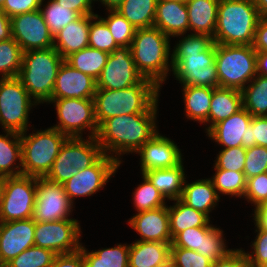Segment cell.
<instances>
[{"mask_svg":"<svg viewBox=\"0 0 267 267\" xmlns=\"http://www.w3.org/2000/svg\"><path fill=\"white\" fill-rule=\"evenodd\" d=\"M158 102L159 98L144 113L114 116L105 120L96 136L103 154L122 164L123 155L136 153L159 133L156 123Z\"/></svg>","mask_w":267,"mask_h":267,"instance_id":"obj_1","label":"cell"},{"mask_svg":"<svg viewBox=\"0 0 267 267\" xmlns=\"http://www.w3.org/2000/svg\"><path fill=\"white\" fill-rule=\"evenodd\" d=\"M175 37H181L172 50V72L175 80L181 86L213 89L219 87L215 64L216 43L213 37L188 33Z\"/></svg>","mask_w":267,"mask_h":267,"instance_id":"obj_2","label":"cell"},{"mask_svg":"<svg viewBox=\"0 0 267 267\" xmlns=\"http://www.w3.org/2000/svg\"><path fill=\"white\" fill-rule=\"evenodd\" d=\"M170 39L153 26L136 29L130 46L137 71L160 89L172 71Z\"/></svg>","mask_w":267,"mask_h":267,"instance_id":"obj_3","label":"cell"},{"mask_svg":"<svg viewBox=\"0 0 267 267\" xmlns=\"http://www.w3.org/2000/svg\"><path fill=\"white\" fill-rule=\"evenodd\" d=\"M160 91L148 78L121 90L96 89L93 100L98 127L114 116L144 113L159 98Z\"/></svg>","mask_w":267,"mask_h":267,"instance_id":"obj_4","label":"cell"},{"mask_svg":"<svg viewBox=\"0 0 267 267\" xmlns=\"http://www.w3.org/2000/svg\"><path fill=\"white\" fill-rule=\"evenodd\" d=\"M260 18L253 0H220L214 42L252 45Z\"/></svg>","mask_w":267,"mask_h":267,"instance_id":"obj_5","label":"cell"},{"mask_svg":"<svg viewBox=\"0 0 267 267\" xmlns=\"http://www.w3.org/2000/svg\"><path fill=\"white\" fill-rule=\"evenodd\" d=\"M64 60L54 47L22 54L17 78L38 105L51 100L57 73Z\"/></svg>","mask_w":267,"mask_h":267,"instance_id":"obj_6","label":"cell"},{"mask_svg":"<svg viewBox=\"0 0 267 267\" xmlns=\"http://www.w3.org/2000/svg\"><path fill=\"white\" fill-rule=\"evenodd\" d=\"M22 145V174L45 178L50 172L60 148L68 138L54 127L35 133H20Z\"/></svg>","mask_w":267,"mask_h":267,"instance_id":"obj_7","label":"cell"},{"mask_svg":"<svg viewBox=\"0 0 267 267\" xmlns=\"http://www.w3.org/2000/svg\"><path fill=\"white\" fill-rule=\"evenodd\" d=\"M256 58L257 52L252 45L216 43L219 87L242 91L257 75Z\"/></svg>","mask_w":267,"mask_h":267,"instance_id":"obj_8","label":"cell"},{"mask_svg":"<svg viewBox=\"0 0 267 267\" xmlns=\"http://www.w3.org/2000/svg\"><path fill=\"white\" fill-rule=\"evenodd\" d=\"M37 178L28 175L0 179V222L33 217Z\"/></svg>","mask_w":267,"mask_h":267,"instance_id":"obj_9","label":"cell"},{"mask_svg":"<svg viewBox=\"0 0 267 267\" xmlns=\"http://www.w3.org/2000/svg\"><path fill=\"white\" fill-rule=\"evenodd\" d=\"M38 106L17 78H0V126L3 131H29V114Z\"/></svg>","mask_w":267,"mask_h":267,"instance_id":"obj_10","label":"cell"},{"mask_svg":"<svg viewBox=\"0 0 267 267\" xmlns=\"http://www.w3.org/2000/svg\"><path fill=\"white\" fill-rule=\"evenodd\" d=\"M47 104H54L57 114V124L51 127L67 137H96L98 124L95 119V109L93 99L61 98L51 99Z\"/></svg>","mask_w":267,"mask_h":267,"instance_id":"obj_11","label":"cell"},{"mask_svg":"<svg viewBox=\"0 0 267 267\" xmlns=\"http://www.w3.org/2000/svg\"><path fill=\"white\" fill-rule=\"evenodd\" d=\"M81 226L77 219L35 222L34 244L55 254L72 253L80 249Z\"/></svg>","mask_w":267,"mask_h":267,"instance_id":"obj_12","label":"cell"},{"mask_svg":"<svg viewBox=\"0 0 267 267\" xmlns=\"http://www.w3.org/2000/svg\"><path fill=\"white\" fill-rule=\"evenodd\" d=\"M120 165L114 158L103 154L92 166L79 170L63 184L71 203L76 197L93 196L103 189Z\"/></svg>","mask_w":267,"mask_h":267,"instance_id":"obj_13","label":"cell"},{"mask_svg":"<svg viewBox=\"0 0 267 267\" xmlns=\"http://www.w3.org/2000/svg\"><path fill=\"white\" fill-rule=\"evenodd\" d=\"M74 204L68 198L64 185L46 178H37L33 220L50 222L72 218ZM71 217V218H70Z\"/></svg>","mask_w":267,"mask_h":267,"instance_id":"obj_14","label":"cell"},{"mask_svg":"<svg viewBox=\"0 0 267 267\" xmlns=\"http://www.w3.org/2000/svg\"><path fill=\"white\" fill-rule=\"evenodd\" d=\"M223 236V230L217 225L187 228L172 239L171 247L197 251L214 263L233 250L228 248Z\"/></svg>","mask_w":267,"mask_h":267,"instance_id":"obj_15","label":"cell"},{"mask_svg":"<svg viewBox=\"0 0 267 267\" xmlns=\"http://www.w3.org/2000/svg\"><path fill=\"white\" fill-rule=\"evenodd\" d=\"M144 77L137 71L130 47H118L108 56L96 80L97 89L121 90L138 84Z\"/></svg>","mask_w":267,"mask_h":267,"instance_id":"obj_16","label":"cell"},{"mask_svg":"<svg viewBox=\"0 0 267 267\" xmlns=\"http://www.w3.org/2000/svg\"><path fill=\"white\" fill-rule=\"evenodd\" d=\"M10 22L12 38L19 44L23 53L53 47L54 37L40 9L11 17Z\"/></svg>","mask_w":267,"mask_h":267,"instance_id":"obj_17","label":"cell"},{"mask_svg":"<svg viewBox=\"0 0 267 267\" xmlns=\"http://www.w3.org/2000/svg\"><path fill=\"white\" fill-rule=\"evenodd\" d=\"M140 156V173L179 165L183 160L181 149L170 138L157 133L135 154Z\"/></svg>","mask_w":267,"mask_h":267,"instance_id":"obj_18","label":"cell"},{"mask_svg":"<svg viewBox=\"0 0 267 267\" xmlns=\"http://www.w3.org/2000/svg\"><path fill=\"white\" fill-rule=\"evenodd\" d=\"M33 218L0 222V261L5 266L24 250L35 246Z\"/></svg>","mask_w":267,"mask_h":267,"instance_id":"obj_19","label":"cell"},{"mask_svg":"<svg viewBox=\"0 0 267 267\" xmlns=\"http://www.w3.org/2000/svg\"><path fill=\"white\" fill-rule=\"evenodd\" d=\"M96 80L73 68L65 60L59 67L51 99H93Z\"/></svg>","mask_w":267,"mask_h":267,"instance_id":"obj_20","label":"cell"},{"mask_svg":"<svg viewBox=\"0 0 267 267\" xmlns=\"http://www.w3.org/2000/svg\"><path fill=\"white\" fill-rule=\"evenodd\" d=\"M127 221L140 236L135 241L172 242L168 205L138 212Z\"/></svg>","mask_w":267,"mask_h":267,"instance_id":"obj_21","label":"cell"},{"mask_svg":"<svg viewBox=\"0 0 267 267\" xmlns=\"http://www.w3.org/2000/svg\"><path fill=\"white\" fill-rule=\"evenodd\" d=\"M252 117L246 109L242 108L215 124L206 136L220 145L222 149L242 146V141H246L247 128L251 124Z\"/></svg>","mask_w":267,"mask_h":267,"instance_id":"obj_22","label":"cell"},{"mask_svg":"<svg viewBox=\"0 0 267 267\" xmlns=\"http://www.w3.org/2000/svg\"><path fill=\"white\" fill-rule=\"evenodd\" d=\"M154 27L160 29L168 37L186 34L189 31L186 3L158 0Z\"/></svg>","mask_w":267,"mask_h":267,"instance_id":"obj_23","label":"cell"},{"mask_svg":"<svg viewBox=\"0 0 267 267\" xmlns=\"http://www.w3.org/2000/svg\"><path fill=\"white\" fill-rule=\"evenodd\" d=\"M90 15H82L68 23L54 37L53 47L66 59L72 53L89 47Z\"/></svg>","mask_w":267,"mask_h":267,"instance_id":"obj_24","label":"cell"},{"mask_svg":"<svg viewBox=\"0 0 267 267\" xmlns=\"http://www.w3.org/2000/svg\"><path fill=\"white\" fill-rule=\"evenodd\" d=\"M215 187L209 178L198 179L194 182H184L183 192L180 200L187 206L206 214L209 218L210 212L220 201Z\"/></svg>","mask_w":267,"mask_h":267,"instance_id":"obj_25","label":"cell"},{"mask_svg":"<svg viewBox=\"0 0 267 267\" xmlns=\"http://www.w3.org/2000/svg\"><path fill=\"white\" fill-rule=\"evenodd\" d=\"M220 0H188L190 34H207L214 37Z\"/></svg>","mask_w":267,"mask_h":267,"instance_id":"obj_26","label":"cell"},{"mask_svg":"<svg viewBox=\"0 0 267 267\" xmlns=\"http://www.w3.org/2000/svg\"><path fill=\"white\" fill-rule=\"evenodd\" d=\"M242 108V93L240 90L224 87L214 88L209 118L205 122V132L207 133L215 124L227 119Z\"/></svg>","mask_w":267,"mask_h":267,"instance_id":"obj_27","label":"cell"},{"mask_svg":"<svg viewBox=\"0 0 267 267\" xmlns=\"http://www.w3.org/2000/svg\"><path fill=\"white\" fill-rule=\"evenodd\" d=\"M172 242L135 241L129 248V267H154L170 260Z\"/></svg>","mask_w":267,"mask_h":267,"instance_id":"obj_28","label":"cell"},{"mask_svg":"<svg viewBox=\"0 0 267 267\" xmlns=\"http://www.w3.org/2000/svg\"><path fill=\"white\" fill-rule=\"evenodd\" d=\"M183 161L171 168L153 169L144 173L165 199L173 201L181 198L185 174Z\"/></svg>","mask_w":267,"mask_h":267,"instance_id":"obj_29","label":"cell"},{"mask_svg":"<svg viewBox=\"0 0 267 267\" xmlns=\"http://www.w3.org/2000/svg\"><path fill=\"white\" fill-rule=\"evenodd\" d=\"M3 132L5 134H0V179L22 175L20 133L15 131Z\"/></svg>","mask_w":267,"mask_h":267,"instance_id":"obj_30","label":"cell"},{"mask_svg":"<svg viewBox=\"0 0 267 267\" xmlns=\"http://www.w3.org/2000/svg\"><path fill=\"white\" fill-rule=\"evenodd\" d=\"M184 112L187 119L204 125L209 118L213 88L182 86Z\"/></svg>","mask_w":267,"mask_h":267,"instance_id":"obj_31","label":"cell"},{"mask_svg":"<svg viewBox=\"0 0 267 267\" xmlns=\"http://www.w3.org/2000/svg\"><path fill=\"white\" fill-rule=\"evenodd\" d=\"M130 244H116L115 247L92 250L81 244L84 267H129Z\"/></svg>","mask_w":267,"mask_h":267,"instance_id":"obj_32","label":"cell"},{"mask_svg":"<svg viewBox=\"0 0 267 267\" xmlns=\"http://www.w3.org/2000/svg\"><path fill=\"white\" fill-rule=\"evenodd\" d=\"M173 201L174 204L168 206L172 239L187 228L213 225L206 214L187 206L180 199Z\"/></svg>","mask_w":267,"mask_h":267,"instance_id":"obj_33","label":"cell"},{"mask_svg":"<svg viewBox=\"0 0 267 267\" xmlns=\"http://www.w3.org/2000/svg\"><path fill=\"white\" fill-rule=\"evenodd\" d=\"M102 155L96 137H68V161L75 169L92 166Z\"/></svg>","mask_w":267,"mask_h":267,"instance_id":"obj_34","label":"cell"},{"mask_svg":"<svg viewBox=\"0 0 267 267\" xmlns=\"http://www.w3.org/2000/svg\"><path fill=\"white\" fill-rule=\"evenodd\" d=\"M158 0H124L116 9L136 29L154 26Z\"/></svg>","mask_w":267,"mask_h":267,"instance_id":"obj_35","label":"cell"},{"mask_svg":"<svg viewBox=\"0 0 267 267\" xmlns=\"http://www.w3.org/2000/svg\"><path fill=\"white\" fill-rule=\"evenodd\" d=\"M108 56L109 53L86 47L78 52L72 53L65 61L78 71L97 80L106 65Z\"/></svg>","mask_w":267,"mask_h":267,"instance_id":"obj_36","label":"cell"},{"mask_svg":"<svg viewBox=\"0 0 267 267\" xmlns=\"http://www.w3.org/2000/svg\"><path fill=\"white\" fill-rule=\"evenodd\" d=\"M242 93L243 108L252 116H267V77L256 75Z\"/></svg>","mask_w":267,"mask_h":267,"instance_id":"obj_37","label":"cell"},{"mask_svg":"<svg viewBox=\"0 0 267 267\" xmlns=\"http://www.w3.org/2000/svg\"><path fill=\"white\" fill-rule=\"evenodd\" d=\"M214 175L209 178L219 197L229 195L231 197L243 198L246 190V177L243 172L218 169L215 166Z\"/></svg>","mask_w":267,"mask_h":267,"instance_id":"obj_38","label":"cell"},{"mask_svg":"<svg viewBox=\"0 0 267 267\" xmlns=\"http://www.w3.org/2000/svg\"><path fill=\"white\" fill-rule=\"evenodd\" d=\"M42 0L40 10L50 33L55 37L68 23L77 20L80 15L67 7L58 4L55 0ZM45 4V5H44Z\"/></svg>","mask_w":267,"mask_h":267,"instance_id":"obj_39","label":"cell"},{"mask_svg":"<svg viewBox=\"0 0 267 267\" xmlns=\"http://www.w3.org/2000/svg\"><path fill=\"white\" fill-rule=\"evenodd\" d=\"M23 51L13 39L0 42V78H15L20 72Z\"/></svg>","mask_w":267,"mask_h":267,"instance_id":"obj_40","label":"cell"},{"mask_svg":"<svg viewBox=\"0 0 267 267\" xmlns=\"http://www.w3.org/2000/svg\"><path fill=\"white\" fill-rule=\"evenodd\" d=\"M142 183L135 188L133 192V205L137 213L147 210H153L166 206V199L144 175H141Z\"/></svg>","mask_w":267,"mask_h":267,"instance_id":"obj_41","label":"cell"},{"mask_svg":"<svg viewBox=\"0 0 267 267\" xmlns=\"http://www.w3.org/2000/svg\"><path fill=\"white\" fill-rule=\"evenodd\" d=\"M107 17L98 15L109 28L112 37L121 47H130L136 28L116 10H106Z\"/></svg>","mask_w":267,"mask_h":267,"instance_id":"obj_42","label":"cell"},{"mask_svg":"<svg viewBox=\"0 0 267 267\" xmlns=\"http://www.w3.org/2000/svg\"><path fill=\"white\" fill-rule=\"evenodd\" d=\"M89 47L109 54L120 47L112 37L106 23L98 14H90Z\"/></svg>","mask_w":267,"mask_h":267,"instance_id":"obj_43","label":"cell"},{"mask_svg":"<svg viewBox=\"0 0 267 267\" xmlns=\"http://www.w3.org/2000/svg\"><path fill=\"white\" fill-rule=\"evenodd\" d=\"M56 255L50 249L32 246L9 261L4 267H50Z\"/></svg>","mask_w":267,"mask_h":267,"instance_id":"obj_44","label":"cell"},{"mask_svg":"<svg viewBox=\"0 0 267 267\" xmlns=\"http://www.w3.org/2000/svg\"><path fill=\"white\" fill-rule=\"evenodd\" d=\"M79 170L70 165L68 161V138L60 148L59 154L53 162L50 172L45 177L47 180L64 184Z\"/></svg>","mask_w":267,"mask_h":267,"instance_id":"obj_45","label":"cell"},{"mask_svg":"<svg viewBox=\"0 0 267 267\" xmlns=\"http://www.w3.org/2000/svg\"><path fill=\"white\" fill-rule=\"evenodd\" d=\"M246 149L242 146L221 149L214 160V166L218 169L243 172Z\"/></svg>","mask_w":267,"mask_h":267,"instance_id":"obj_46","label":"cell"},{"mask_svg":"<svg viewBox=\"0 0 267 267\" xmlns=\"http://www.w3.org/2000/svg\"><path fill=\"white\" fill-rule=\"evenodd\" d=\"M244 198L254 209L267 204V172L247 179Z\"/></svg>","mask_w":267,"mask_h":267,"instance_id":"obj_47","label":"cell"},{"mask_svg":"<svg viewBox=\"0 0 267 267\" xmlns=\"http://www.w3.org/2000/svg\"><path fill=\"white\" fill-rule=\"evenodd\" d=\"M267 172V147L255 145L246 149L243 173L246 179Z\"/></svg>","mask_w":267,"mask_h":267,"instance_id":"obj_48","label":"cell"},{"mask_svg":"<svg viewBox=\"0 0 267 267\" xmlns=\"http://www.w3.org/2000/svg\"><path fill=\"white\" fill-rule=\"evenodd\" d=\"M173 267H211L212 262L197 251L171 247L170 257Z\"/></svg>","mask_w":267,"mask_h":267,"instance_id":"obj_49","label":"cell"},{"mask_svg":"<svg viewBox=\"0 0 267 267\" xmlns=\"http://www.w3.org/2000/svg\"><path fill=\"white\" fill-rule=\"evenodd\" d=\"M255 145L267 147V116H253L247 128L246 141H242V147Z\"/></svg>","mask_w":267,"mask_h":267,"instance_id":"obj_50","label":"cell"},{"mask_svg":"<svg viewBox=\"0 0 267 267\" xmlns=\"http://www.w3.org/2000/svg\"><path fill=\"white\" fill-rule=\"evenodd\" d=\"M255 232L257 235L254 241L251 242L250 247L253 251L246 252L250 267H260L267 263V231L261 229L255 222Z\"/></svg>","mask_w":267,"mask_h":267,"instance_id":"obj_51","label":"cell"},{"mask_svg":"<svg viewBox=\"0 0 267 267\" xmlns=\"http://www.w3.org/2000/svg\"><path fill=\"white\" fill-rule=\"evenodd\" d=\"M42 0H5L1 10L10 18L40 9Z\"/></svg>","mask_w":267,"mask_h":267,"instance_id":"obj_52","label":"cell"},{"mask_svg":"<svg viewBox=\"0 0 267 267\" xmlns=\"http://www.w3.org/2000/svg\"><path fill=\"white\" fill-rule=\"evenodd\" d=\"M211 267H250V264L243 248H233L224 258L212 263Z\"/></svg>","mask_w":267,"mask_h":267,"instance_id":"obj_53","label":"cell"},{"mask_svg":"<svg viewBox=\"0 0 267 267\" xmlns=\"http://www.w3.org/2000/svg\"><path fill=\"white\" fill-rule=\"evenodd\" d=\"M50 267H84L81 250L72 253L57 254Z\"/></svg>","mask_w":267,"mask_h":267,"instance_id":"obj_54","label":"cell"},{"mask_svg":"<svg viewBox=\"0 0 267 267\" xmlns=\"http://www.w3.org/2000/svg\"><path fill=\"white\" fill-rule=\"evenodd\" d=\"M55 1L58 4L63 5L68 9L77 12L80 16L96 14L93 11L94 8H92L96 0H55Z\"/></svg>","mask_w":267,"mask_h":267,"instance_id":"obj_55","label":"cell"},{"mask_svg":"<svg viewBox=\"0 0 267 267\" xmlns=\"http://www.w3.org/2000/svg\"><path fill=\"white\" fill-rule=\"evenodd\" d=\"M252 46L256 52H267V17L259 19Z\"/></svg>","mask_w":267,"mask_h":267,"instance_id":"obj_56","label":"cell"},{"mask_svg":"<svg viewBox=\"0 0 267 267\" xmlns=\"http://www.w3.org/2000/svg\"><path fill=\"white\" fill-rule=\"evenodd\" d=\"M12 38L10 17L0 9V42Z\"/></svg>","mask_w":267,"mask_h":267,"instance_id":"obj_57","label":"cell"},{"mask_svg":"<svg viewBox=\"0 0 267 267\" xmlns=\"http://www.w3.org/2000/svg\"><path fill=\"white\" fill-rule=\"evenodd\" d=\"M254 210L253 220L261 228L267 231V204L262 205Z\"/></svg>","mask_w":267,"mask_h":267,"instance_id":"obj_58","label":"cell"},{"mask_svg":"<svg viewBox=\"0 0 267 267\" xmlns=\"http://www.w3.org/2000/svg\"><path fill=\"white\" fill-rule=\"evenodd\" d=\"M256 67L258 75L267 77V52H257Z\"/></svg>","mask_w":267,"mask_h":267,"instance_id":"obj_59","label":"cell"},{"mask_svg":"<svg viewBox=\"0 0 267 267\" xmlns=\"http://www.w3.org/2000/svg\"><path fill=\"white\" fill-rule=\"evenodd\" d=\"M123 1L124 0H96V2H100L103 7L105 6V10H116Z\"/></svg>","mask_w":267,"mask_h":267,"instance_id":"obj_60","label":"cell"},{"mask_svg":"<svg viewBox=\"0 0 267 267\" xmlns=\"http://www.w3.org/2000/svg\"><path fill=\"white\" fill-rule=\"evenodd\" d=\"M260 17H267V0H253Z\"/></svg>","mask_w":267,"mask_h":267,"instance_id":"obj_61","label":"cell"},{"mask_svg":"<svg viewBox=\"0 0 267 267\" xmlns=\"http://www.w3.org/2000/svg\"><path fill=\"white\" fill-rule=\"evenodd\" d=\"M154 267H173V263H172V261L170 259L168 262L160 264V265H157V266H154Z\"/></svg>","mask_w":267,"mask_h":267,"instance_id":"obj_62","label":"cell"},{"mask_svg":"<svg viewBox=\"0 0 267 267\" xmlns=\"http://www.w3.org/2000/svg\"><path fill=\"white\" fill-rule=\"evenodd\" d=\"M168 1H178V2H182V3H186L188 0H168Z\"/></svg>","mask_w":267,"mask_h":267,"instance_id":"obj_63","label":"cell"},{"mask_svg":"<svg viewBox=\"0 0 267 267\" xmlns=\"http://www.w3.org/2000/svg\"><path fill=\"white\" fill-rule=\"evenodd\" d=\"M5 0H0V9L3 7V3Z\"/></svg>","mask_w":267,"mask_h":267,"instance_id":"obj_64","label":"cell"},{"mask_svg":"<svg viewBox=\"0 0 267 267\" xmlns=\"http://www.w3.org/2000/svg\"><path fill=\"white\" fill-rule=\"evenodd\" d=\"M260 267H267V263L261 265Z\"/></svg>","mask_w":267,"mask_h":267,"instance_id":"obj_65","label":"cell"}]
</instances>
